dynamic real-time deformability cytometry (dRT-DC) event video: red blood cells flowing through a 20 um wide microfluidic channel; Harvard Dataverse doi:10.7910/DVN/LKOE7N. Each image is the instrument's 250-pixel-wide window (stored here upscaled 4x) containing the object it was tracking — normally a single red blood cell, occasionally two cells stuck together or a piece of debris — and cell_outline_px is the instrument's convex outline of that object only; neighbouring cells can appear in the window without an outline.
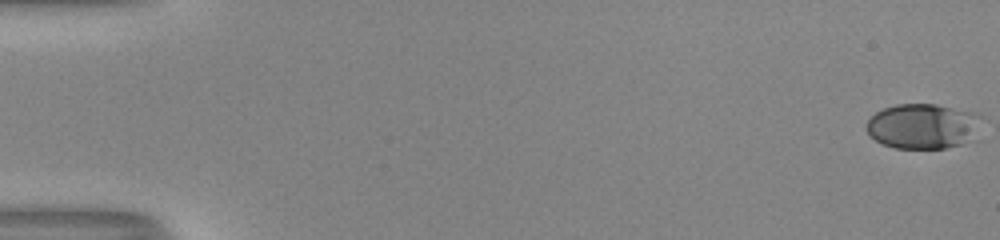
{"species": "human", "species_latin": "Homo sapiens", "temperature_condition": "room temperature", "stored_images_in_passage": 54, "camera_frame_rate_fps": 3000, "um_per_image_px": 0.085, "donor": {"sex": "male"}, "frame": {"image": 1, "passage_image": 1, "time_ms": 0.0, "image_size_px": [1000, 240], "cell_outline_px": [[980, 140], [944, 148], [896, 148], [884, 144], [868, 136], [864, 128], [864, 124], [876, 112], [884, 108], [896, 104], [936, 104], [976, 112], [980, 116]], "centroid_in_image_um": [78.5, 10.73], "position_along_channel_um": 6.5, "area_um2": 31.1}}
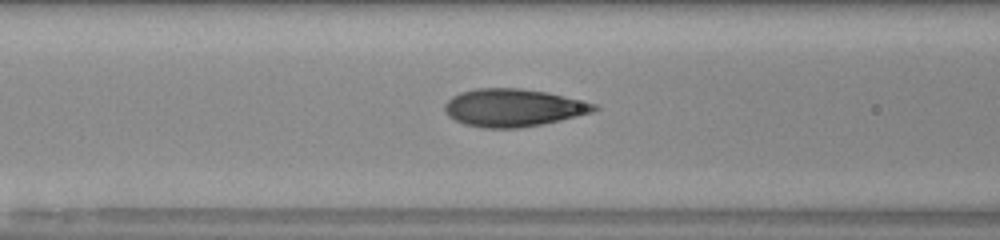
{"frame": {"image": 2, "passage_image": 24, "time_ms": 7.667, "image_size_px": [1000, 240], "cell_outline_px": [[600, 108], [592, 112], [544, 124], [520, 128], [484, 128], [464, 124], [448, 116], [444, 108], [444, 104], [452, 96], [460, 92], [476, 88], [520, 88], [548, 92], [596, 104]], "centroid_in_image_um": [43.61, 9.15], "position_along_channel_um": 123.0, "area_um2": 32.89}}
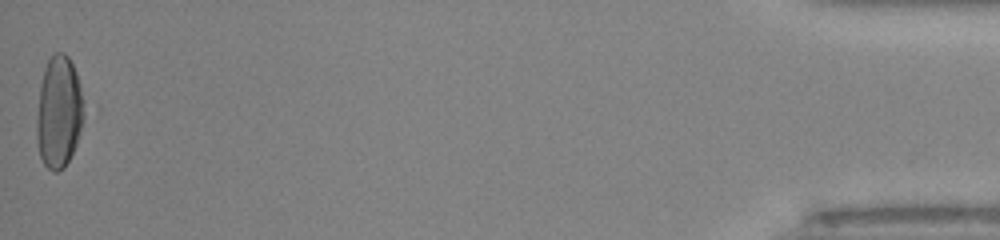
{"frame": {"image": 3, "passage_image": 54, "time_ms": 17.667, "image_size_px": [1000, 240], "cell_outline_px": [[92, 112], [64, 168], [56, 172], [52, 172], [44, 164], [40, 156], [36, 140], [36, 116], [40, 84], [44, 68], [52, 52], [64, 52], [68, 56], [76, 72], [92, 108]], "centroid_in_image_um": [5.11, 9.5], "position_along_channel_um": 430.1, "area_um2": 33.0}, "authors_computed_cell_mechanics": {"area_um2": 31.6166, "velocity_mm_per_s": 4.0303, "shape_relaxation_time_tau1_ms": 6.7433, "shape_relaxation_time_tau2_ms": null, "deformation_change_tau1": 0.2727, "deformation_change_tau2": null}}